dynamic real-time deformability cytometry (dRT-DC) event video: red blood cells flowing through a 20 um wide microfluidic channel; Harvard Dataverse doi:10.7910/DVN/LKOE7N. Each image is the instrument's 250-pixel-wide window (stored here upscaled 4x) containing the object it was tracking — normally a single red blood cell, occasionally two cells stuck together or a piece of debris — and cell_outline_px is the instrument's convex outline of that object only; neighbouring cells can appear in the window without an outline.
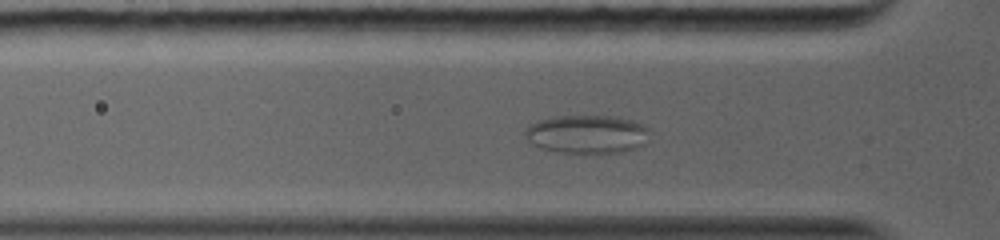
{"species": "common noctule bat (a hibernating species)", "species_latin": "Nyctalus noctula", "temperature_condition": "warm", "stored_images_in_passage": 58, "camera_frame_rate_fps": 5000, "um_per_image_px": 0.085, "animal": {"sex": "female", "body_mass_g": 19.0, "forearm_length_mm": 56.7}, "frame": {"image": 1, "passage_image": 2, "time_ms": 0.2, "image_size_px": [1000, 240], "cell_outline_px": [[648, 128], [644, 144], [636, 148], [624, 152], [584, 156], [560, 152], [540, 148], [532, 144], [528, 140], [524, 132], [532, 124], [540, 120], [556, 116], [616, 116], [632, 120]], "centroid_in_image_um": [49.89, 11.45], "position_along_channel_um": 75.9, "area_um2": 28.38}}
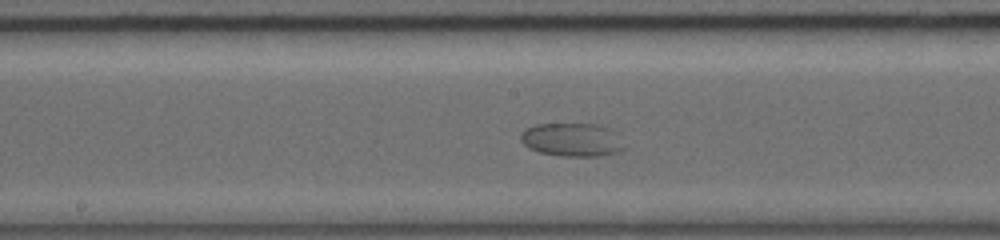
{"frame": {"image": 2, "passage_image": 22, "time_ms": 3.4, "image_size_px": [1000, 240], "cell_outline_px": [[624, 148], [616, 152], [600, 156], [560, 156], [540, 152], [528, 148], [520, 140], [520, 132], [524, 128], [536, 124], [596, 124], [612, 128], [616, 132]], "centroid_in_image_um": [48.58, 11.86], "position_along_channel_um": 199.6, "area_um2": 20.29}}
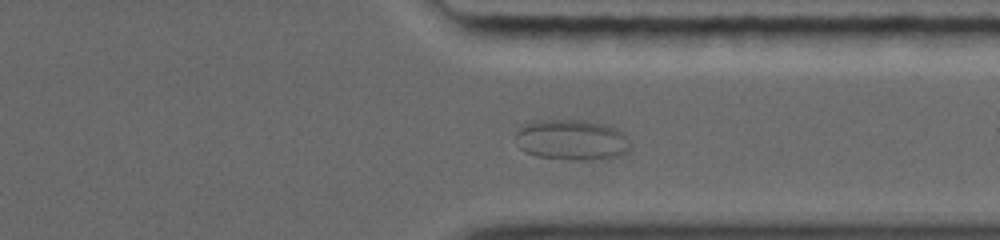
{"frame": {"image": 3, "passage_image": 47, "time_ms": 7.6, "image_size_px": [1000, 240], "cell_outline_px": [[628, 148], [620, 156], [608, 160], [572, 160], [536, 156], [524, 152], [520, 148], [516, 136], [516, 132], [528, 120], [584, 120], [604, 124], [616, 128], [624, 136], [628, 144]], "centroid_in_image_um": [48.56, 11.9], "position_along_channel_um": 362.8, "area_um2": 27.28}}